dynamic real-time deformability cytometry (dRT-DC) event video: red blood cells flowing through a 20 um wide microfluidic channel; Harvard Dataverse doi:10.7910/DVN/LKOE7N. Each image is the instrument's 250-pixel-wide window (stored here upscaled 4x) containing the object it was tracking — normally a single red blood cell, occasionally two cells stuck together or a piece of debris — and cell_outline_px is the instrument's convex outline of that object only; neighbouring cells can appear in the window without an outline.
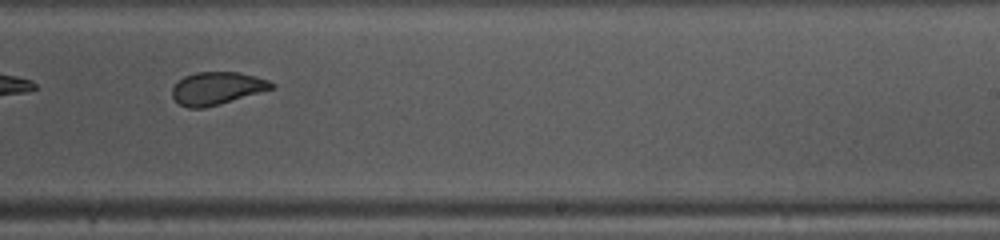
{"species": "common noctule bat (a hibernating species)", "species_latin": "Nyctalus noctula", "temperature_condition": "warm", "stored_images_in_passage": 46, "camera_frame_rate_fps": 3000, "um_per_image_px": 0.085, "animal": {"sex": "female", "body_mass_g": 10.0, "forearm_length_mm": 53.1}, "frame": {"image": 1, "passage_image": 27, "time_ms": 8.667, "image_size_px": [1000, 240], "cell_outline_px": [[276, 88], [204, 108], [188, 108], [180, 104], [172, 96], [172, 88], [184, 76], [196, 72], [236, 72], [268, 80], [276, 84]], "centroid_in_image_um": [18.45, 7.51], "position_along_channel_um": 270.5, "area_um2": 18.73}, "authors_computed_cell_mechanics": {"area_um2": 20.8369, "velocity_mm_per_s": 4.1179, "shape_relaxation_time_tau1_ms": 6.2211, "shape_relaxation_time_tau2_ms": 1.0569, "deformation_change_tau1": 0.1677, "deformation_change_tau2": 0.0647}}